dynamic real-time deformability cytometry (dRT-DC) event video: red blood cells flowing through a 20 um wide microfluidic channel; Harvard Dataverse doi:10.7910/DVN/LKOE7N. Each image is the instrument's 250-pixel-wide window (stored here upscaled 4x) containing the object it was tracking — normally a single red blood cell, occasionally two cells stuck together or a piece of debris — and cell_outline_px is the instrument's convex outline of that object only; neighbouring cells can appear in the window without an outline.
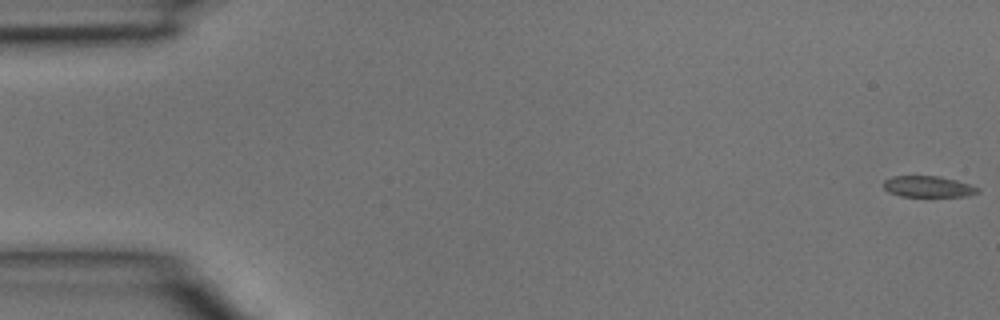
{"species": "common noctule bat (a hibernating species)", "species_latin": "Nyctalus noctula", "temperature_condition": "room temperature", "stored_images_in_passage": 4, "camera_frame_rate_fps": 3000, "um_per_image_px": 0.085, "animal": {"sex": "male", "body_mass_g": 15.6}, "frame": {"image": 1, "passage_image": 1, "time_ms": 0.0, "image_size_px": [1000, 320], "cell_outline_px": [[980, 192], [968, 196], [900, 196], [888, 192], [884, 188], [884, 180], [892, 176], [940, 176], [956, 180], [980, 188]], "centroid_in_image_um": [78.89, 15.86], "position_along_channel_um": 6.1, "area_um2": 11.62}}
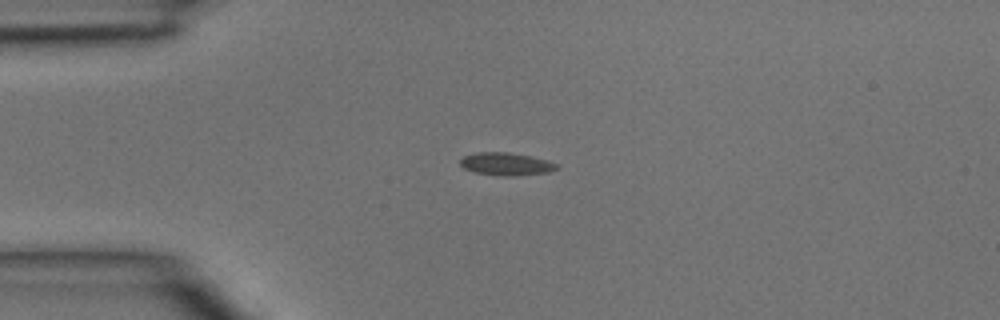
{"frame": {"image": 2, "passage_image": 4, "time_ms": 1.0, "image_size_px": [1000, 320], "cell_outline_px": [[560, 168], [548, 172], [508, 176], [476, 172], [464, 168], [460, 164], [460, 160], [464, 156], [476, 152], [508, 152], [548, 160], [560, 164]], "centroid_in_image_um": [43.06, 13.93], "position_along_channel_um": 41.9, "area_um2": 12.6}}